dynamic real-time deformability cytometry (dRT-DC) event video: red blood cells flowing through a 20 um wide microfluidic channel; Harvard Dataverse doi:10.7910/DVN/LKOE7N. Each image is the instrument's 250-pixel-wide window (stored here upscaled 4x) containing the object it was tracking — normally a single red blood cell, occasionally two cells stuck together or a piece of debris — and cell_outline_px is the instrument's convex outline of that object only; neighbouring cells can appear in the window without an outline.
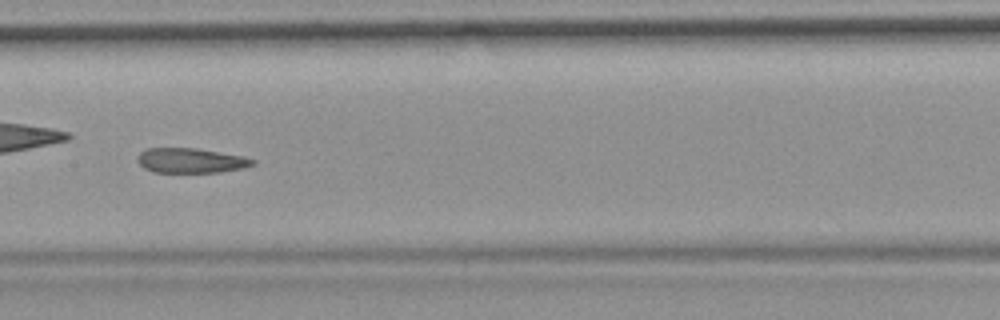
{"species": "common noctule bat (a hibernating species)", "species_latin": "Nyctalus noctula", "temperature_condition": "room temperature", "stored_images_in_passage": 48, "camera_frame_rate_fps": 3000, "um_per_image_px": 0.085, "animal": {"sex": "female", "body_mass_g": 19.9}, "frame": {"image": 1, "passage_image": 21, "time_ms": 6.667, "image_size_px": [1000, 320], "cell_outline_px": [[256, 164], [244, 168], [220, 172], [152, 172], [144, 168], [136, 160], [136, 156], [140, 152], [148, 148], [196, 148], [244, 156], [256, 160]], "centroid_in_image_um": [16.23, 13.64], "position_along_channel_um": 191.2, "area_um2": 16.82}, "authors_computed_cell_mechanics": {"area_um2": 18.496, "velocity_mm_per_s": 3.7126, "shape_relaxation_time_tau1_ms": null, "shape_relaxation_time_tau2_ms": 3.325, "deformation_change_tau1": null, "deformation_change_tau2": 0.1064}}